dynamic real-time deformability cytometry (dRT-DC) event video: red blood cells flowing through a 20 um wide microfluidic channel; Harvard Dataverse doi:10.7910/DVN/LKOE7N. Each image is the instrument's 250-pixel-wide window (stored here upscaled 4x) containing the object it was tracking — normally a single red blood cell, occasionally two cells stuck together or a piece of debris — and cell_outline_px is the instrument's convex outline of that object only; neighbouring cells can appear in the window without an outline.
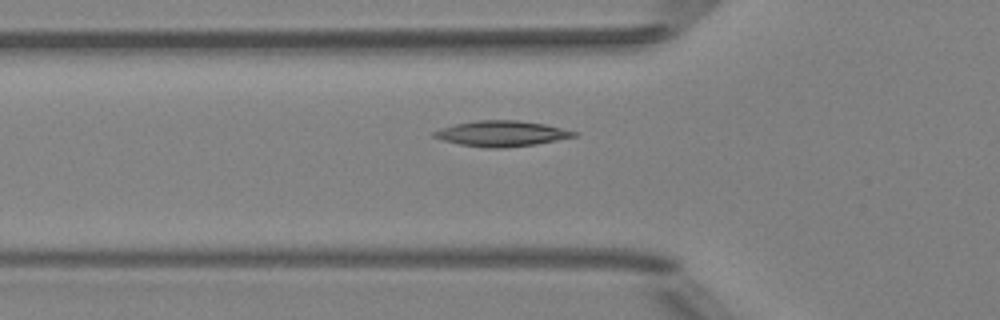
{"species": "Egyptian fruit bat (a non-hibernating species)", "species_latin": "Rousettus aegyptiacus", "temperature_condition": "room temperature", "stored_images_in_passage": 36, "camera_frame_rate_fps": 3000, "um_per_image_px": 0.085, "animal": {"sex": "female"}, "frame": {"image": 1, "passage_image": 3, "time_ms": 0.667, "image_size_px": [1000, 320], "cell_outline_px": [[580, 132], [576, 136], [536, 144], [500, 148], [484, 148], [460, 144], [444, 140], [432, 136], [432, 132], [440, 128], [456, 124], [476, 120], [516, 120], [544, 124]], "centroid_in_image_um": [42.63, 11.35], "position_along_channel_um": 83.2, "area_um2": 20.75}}
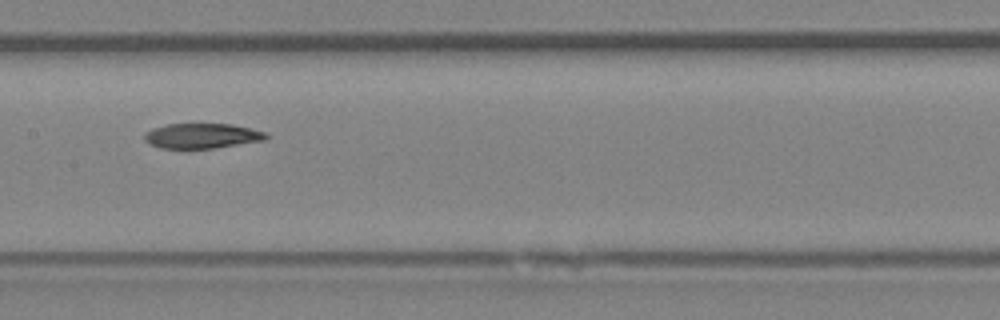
{"frame": {"image": 2, "passage_image": 11, "time_ms": 3.333, "image_size_px": [1000, 320], "cell_outline_px": [[268, 140], [188, 152], [160, 148], [148, 144], [144, 140], [144, 132], [152, 128], [168, 124], [232, 124], [268, 132]], "centroid_in_image_um": [17.13, 11.6], "position_along_channel_um": 190.3, "area_um2": 18.79}}
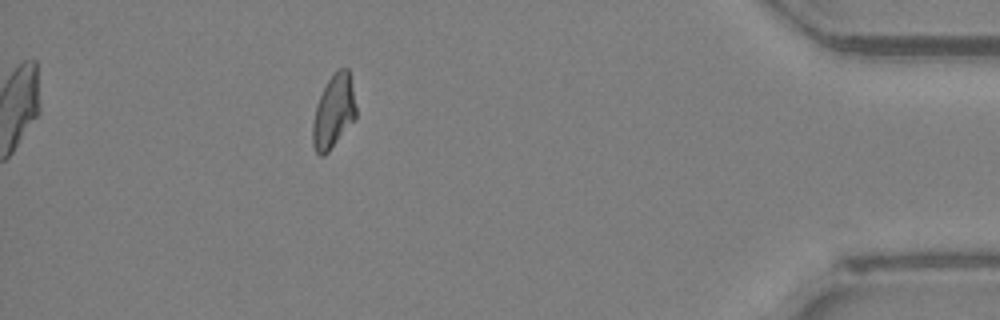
{"frame": {"image": 3, "passage_image": 31, "time_ms": 10.0, "image_size_px": [1000, 320], "cell_outline_px": [[356, 116], [328, 152], [324, 156], [320, 156], [316, 152], [312, 144], [312, 124], [316, 104], [328, 80], [340, 68], [348, 68], [356, 108]], "centroid_in_image_um": [28.32, 9.51], "position_along_channel_um": 406.9, "area_um2": 18.09}, "authors_computed_cell_mechanics": {"area_um2": 18.5249, "velocity_mm_per_s": 4.0241, "shape_relaxation_time_tau1_ms": null, "shape_relaxation_time_tau2_ms": 11.2321, "deformation_change_tau1": null, "deformation_change_tau2": 0.1933}}